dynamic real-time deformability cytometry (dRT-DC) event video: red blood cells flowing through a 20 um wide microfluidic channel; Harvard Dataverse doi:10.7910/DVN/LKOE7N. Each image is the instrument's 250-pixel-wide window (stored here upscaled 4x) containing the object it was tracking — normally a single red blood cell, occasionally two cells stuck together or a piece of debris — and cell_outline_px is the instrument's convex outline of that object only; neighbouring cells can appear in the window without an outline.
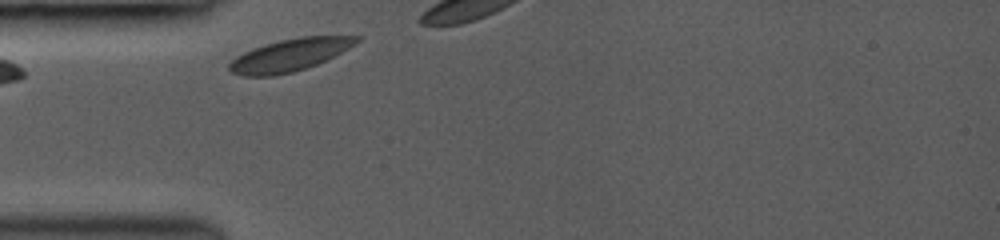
{"species": "common noctule bat (a hibernating species)", "species_latin": "Nyctalus noctula", "temperature_condition": "room temperature", "stored_images_in_passage": 4, "camera_frame_rate_fps": 3000, "um_per_image_px": 0.085, "animal": {"sex": "female", "body_mass_g": 19.0, "forearm_length_mm": 53.3}, "frame": {"image": 1, "passage_image": 1, "time_ms": 0.0, "image_size_px": [1000, 240], "cell_outline_px": [[364, 36], [356, 44], [316, 64], [292, 72], [272, 76], [240, 76], [232, 72], [228, 68], [228, 64], [236, 56], [252, 48], [264, 44], [280, 40], [300, 36]], "centroid_in_image_um": [24.59, 4.67], "position_along_channel_um": 60.4, "area_um2": 23.81}}